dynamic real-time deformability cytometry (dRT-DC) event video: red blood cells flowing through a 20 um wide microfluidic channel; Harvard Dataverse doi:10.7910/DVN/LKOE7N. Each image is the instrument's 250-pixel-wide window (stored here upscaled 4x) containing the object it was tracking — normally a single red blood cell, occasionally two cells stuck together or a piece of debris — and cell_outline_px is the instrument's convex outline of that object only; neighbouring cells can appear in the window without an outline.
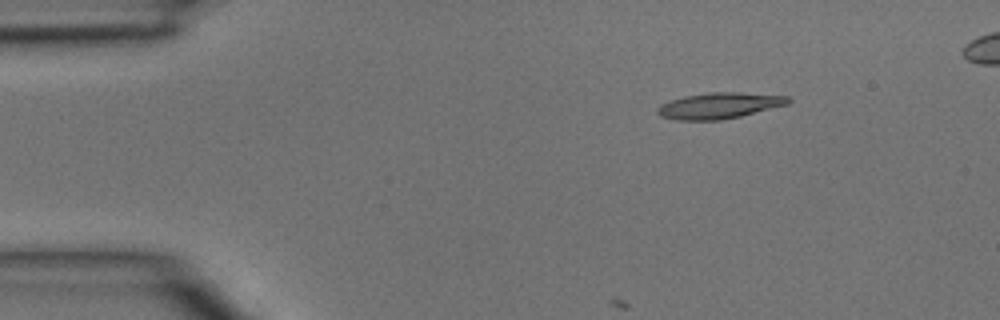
{"species": "common noctule bat (a hibernating species)", "species_latin": "Nyctalus noctula", "temperature_condition": "room temperature", "stored_images_in_passage": 5, "camera_frame_rate_fps": 3000, "um_per_image_px": 0.085, "animal": {"sex": "male", "body_mass_g": 15.6}, "frame": {"image": 1, "passage_image": 5, "time_ms": 1.333, "image_size_px": [1000, 320], "cell_outline_px": [[792, 100], [788, 104], [740, 116], [720, 120], [676, 120], [660, 116], [656, 112], [656, 108], [660, 104], [668, 100], [684, 96], [708, 92], [740, 92], [788, 96]], "centroid_in_image_um": [61.09, 8.97], "position_along_channel_um": 23.9, "area_um2": 19.94}}